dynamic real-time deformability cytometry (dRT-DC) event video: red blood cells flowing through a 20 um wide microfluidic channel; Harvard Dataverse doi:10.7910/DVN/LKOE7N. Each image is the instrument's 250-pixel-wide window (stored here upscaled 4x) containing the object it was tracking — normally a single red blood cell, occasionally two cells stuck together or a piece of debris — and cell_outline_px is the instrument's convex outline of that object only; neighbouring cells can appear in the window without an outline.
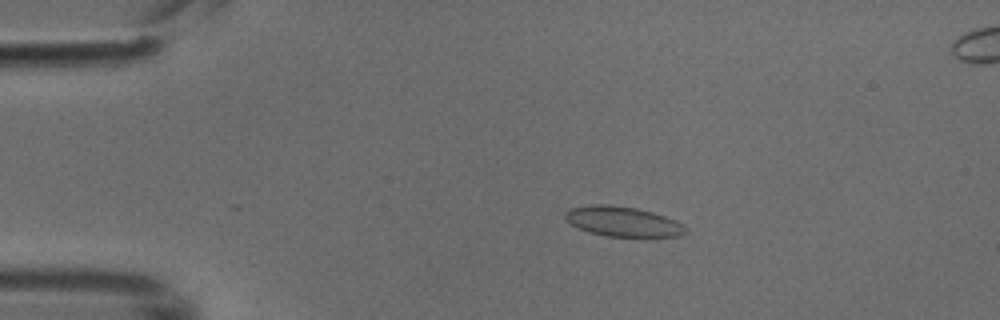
{"species": "common noctule bat (a hibernating species)", "species_latin": "Nyctalus noctula", "temperature_condition": "cold", "stored_images_in_passage": 5, "camera_frame_rate_fps": 3000, "um_per_image_px": 0.085, "animal": {"sex": "male", "body_mass_g": 18.8}, "frame": {"image": 1, "passage_image": 3, "time_ms": 0.667, "image_size_px": [1000, 320], "cell_outline_px": [[688, 232], [680, 236], [604, 236], [588, 232], [572, 224], [564, 216], [564, 212], [568, 208], [592, 204], [608, 204], [636, 208], [652, 212], [676, 220], [688, 228]], "centroid_in_image_um": [52.94, 18.82], "position_along_channel_um": 32.1, "area_um2": 21.04}}